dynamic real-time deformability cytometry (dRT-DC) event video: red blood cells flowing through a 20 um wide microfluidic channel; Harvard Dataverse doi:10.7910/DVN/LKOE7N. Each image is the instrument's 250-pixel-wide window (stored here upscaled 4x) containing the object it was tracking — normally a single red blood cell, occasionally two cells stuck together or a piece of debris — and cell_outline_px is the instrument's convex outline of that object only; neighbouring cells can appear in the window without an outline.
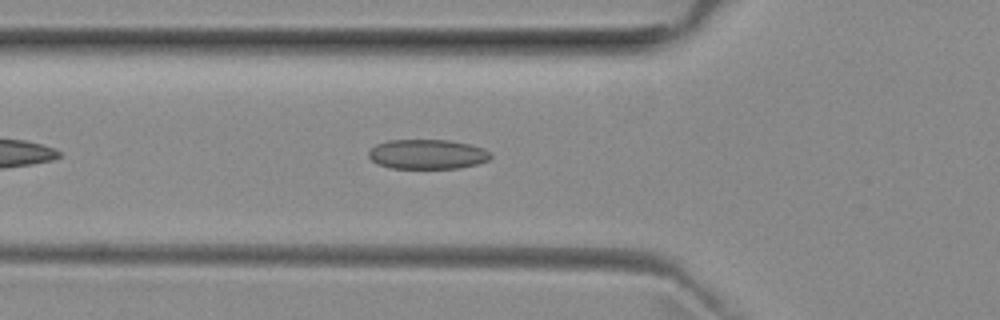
{"species": "common noctule bat (a hibernating species)", "species_latin": "Nyctalus noctula", "temperature_condition": "room temperature", "stored_images_in_passage": 33, "camera_frame_rate_fps": 3000, "um_per_image_px": 0.085, "animal": {"sex": "female", "body_mass_g": 29.2, "forearm_length_mm": 56.3}, "frame": {"image": 1, "passage_image": 2, "time_ms": 0.333, "image_size_px": [1000, 320], "cell_outline_px": [[492, 156], [488, 160], [476, 164], [460, 168], [388, 168], [376, 164], [368, 156], [368, 152], [376, 144], [388, 140], [448, 140], [468, 144], [484, 148], [492, 152]], "centroid_in_image_um": [36.32, 13.11], "position_along_channel_um": 89.5, "area_um2": 21.21}}
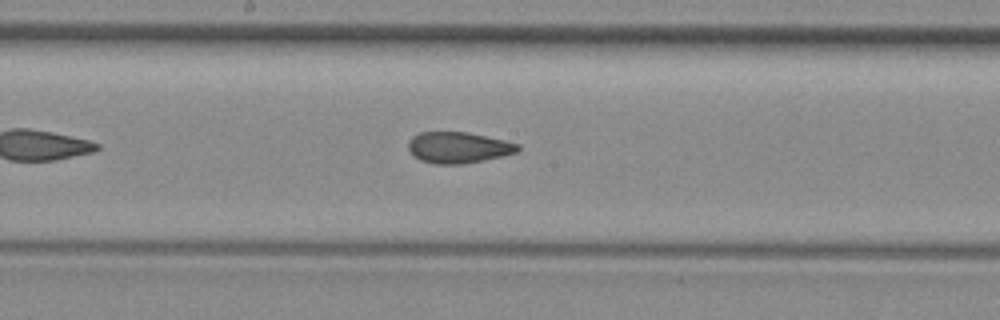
{"frame": {"image": 2, "passage_image": 11, "time_ms": 3.333, "image_size_px": [1000, 320], "cell_outline_px": [[520, 148], [516, 152], [504, 156], [464, 164], [436, 164], [420, 160], [412, 156], [408, 148], [408, 140], [412, 136], [420, 132], [468, 132], [504, 140], [520, 144]], "centroid_in_image_um": [38.94, 12.54], "position_along_channel_um": 209.3, "area_um2": 20.06}}
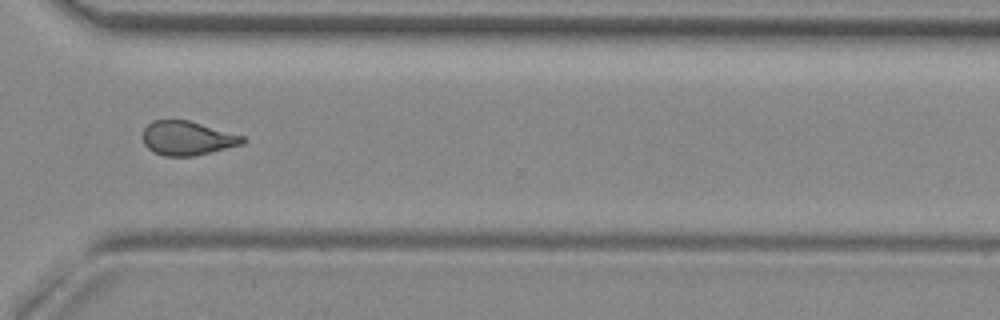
{"frame": {"image": 3, "passage_image": 22, "time_ms": 7.0, "image_size_px": [1000, 320], "cell_outline_px": [[248, 140], [244, 144], [192, 156], [164, 156], [152, 152], [144, 144], [140, 136], [144, 128], [152, 120], [188, 120], [244, 136]], "centroid_in_image_um": [15.89, 11.75], "position_along_channel_um": 354.7, "area_um2": 20.0}}